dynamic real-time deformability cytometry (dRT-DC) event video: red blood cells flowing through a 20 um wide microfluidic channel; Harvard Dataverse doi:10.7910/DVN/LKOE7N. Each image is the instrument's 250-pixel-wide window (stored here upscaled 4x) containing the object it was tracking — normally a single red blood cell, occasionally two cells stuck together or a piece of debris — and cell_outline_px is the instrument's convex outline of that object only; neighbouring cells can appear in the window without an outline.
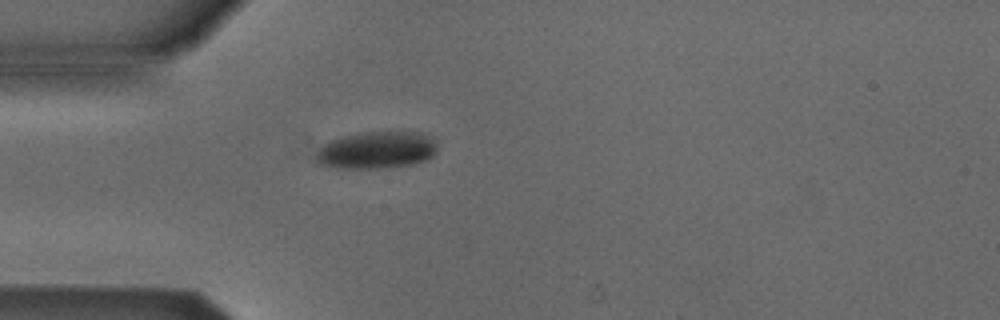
{"species": "Egyptian fruit bat (a non-hibernating species)", "species_latin": "Rousettus aegyptiacus", "temperature_condition": "cold", "stored_images_in_passage": 4, "camera_frame_rate_fps": 3000, "um_per_image_px": 0.085, "animal": {"sex": "male"}, "frame": {"image": 1, "passage_image": 4, "time_ms": 4.333, "image_size_px": [1000, 320], "cell_outline_px": [[436, 152], [428, 160], [412, 164], [376, 168], [336, 168], [316, 164], [316, 152], [324, 144], [332, 140], [344, 136], [364, 132], [400, 128], [424, 132], [436, 136]], "centroid_in_image_um": [32.11, 12.7], "position_along_channel_um": 52.9, "area_um2": 27.4}}